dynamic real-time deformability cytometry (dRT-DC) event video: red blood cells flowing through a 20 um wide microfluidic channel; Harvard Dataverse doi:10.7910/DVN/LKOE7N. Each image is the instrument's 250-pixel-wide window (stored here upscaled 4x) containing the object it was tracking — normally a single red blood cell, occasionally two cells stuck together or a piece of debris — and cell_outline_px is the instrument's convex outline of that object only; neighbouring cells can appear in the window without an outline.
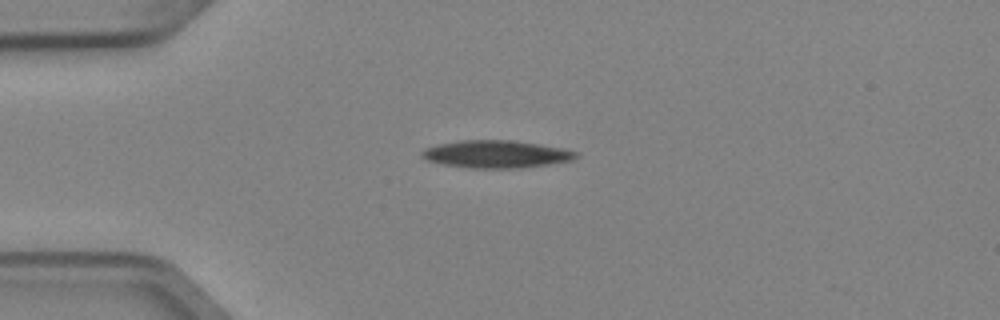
{"species": "Egyptian fruit bat (a non-hibernating species)", "species_latin": "Rousettus aegyptiacus", "temperature_condition": "cold", "stored_images_in_passage": 3, "camera_frame_rate_fps": 3000, "um_per_image_px": 0.085, "animal": {"sex": "female"}, "frame": {"image": 1, "passage_image": 1, "time_ms": 0.0, "image_size_px": [1000, 320], "cell_outline_px": [[580, 156], [572, 160], [524, 168], [468, 168], [444, 164], [428, 160], [420, 156], [420, 152], [424, 148], [436, 144], [460, 140], [512, 140], [564, 148], [580, 152]], "centroid_in_image_um": [42.19, 13.1], "position_along_channel_um": 42.8, "area_um2": 24.97}}
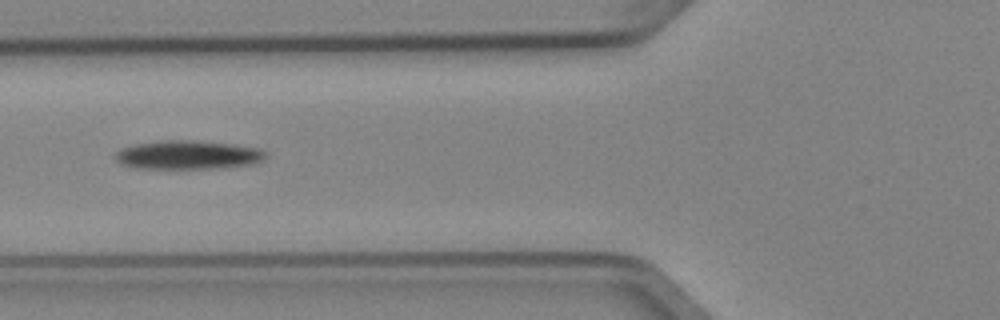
{"frame": {"image": 2, "passage_image": 3, "time_ms": 0.667, "image_size_px": [1000, 320], "cell_outline_px": [[268, 156], [264, 160], [256, 164], [224, 168], [136, 168], [120, 164], [116, 160], [116, 152], [120, 148], [136, 144], [160, 140], [192, 140], [236, 144], [260, 148], [268, 152]], "centroid_in_image_um": [16.06, 13.16], "position_along_channel_um": 109.7, "area_um2": 25.66}}